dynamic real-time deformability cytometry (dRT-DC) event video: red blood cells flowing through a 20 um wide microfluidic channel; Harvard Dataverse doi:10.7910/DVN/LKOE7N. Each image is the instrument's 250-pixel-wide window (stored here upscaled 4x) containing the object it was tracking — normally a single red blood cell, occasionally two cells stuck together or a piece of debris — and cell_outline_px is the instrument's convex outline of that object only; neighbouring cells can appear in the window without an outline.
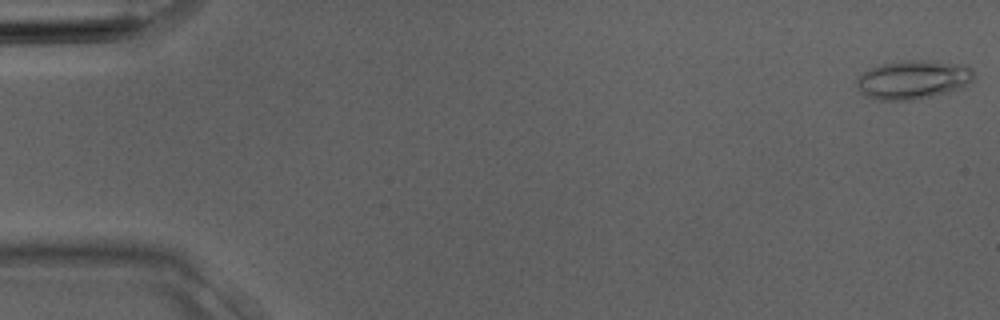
{"species": "Egyptian fruit bat (a non-hibernating species)", "species_latin": "Rousettus aegyptiacus", "temperature_condition": "room temperature", "stored_images_in_passage": 4, "camera_frame_rate_fps": 3000, "um_per_image_px": 0.085, "animal": {"sex": "male"}, "frame": {"image": 1, "passage_image": 1, "time_ms": 0.0, "image_size_px": [1000, 320], "cell_outline_px": [[976, 76], [972, 80], [960, 88], [948, 92], [932, 96], [912, 100], [880, 100], [864, 96], [860, 92], [856, 84], [856, 76], [880, 64], [904, 60], [924, 60], [968, 64], [972, 68]], "centroid_in_image_um": [77.62, 6.76], "position_along_channel_um": 7.4, "area_um2": 26.82}}